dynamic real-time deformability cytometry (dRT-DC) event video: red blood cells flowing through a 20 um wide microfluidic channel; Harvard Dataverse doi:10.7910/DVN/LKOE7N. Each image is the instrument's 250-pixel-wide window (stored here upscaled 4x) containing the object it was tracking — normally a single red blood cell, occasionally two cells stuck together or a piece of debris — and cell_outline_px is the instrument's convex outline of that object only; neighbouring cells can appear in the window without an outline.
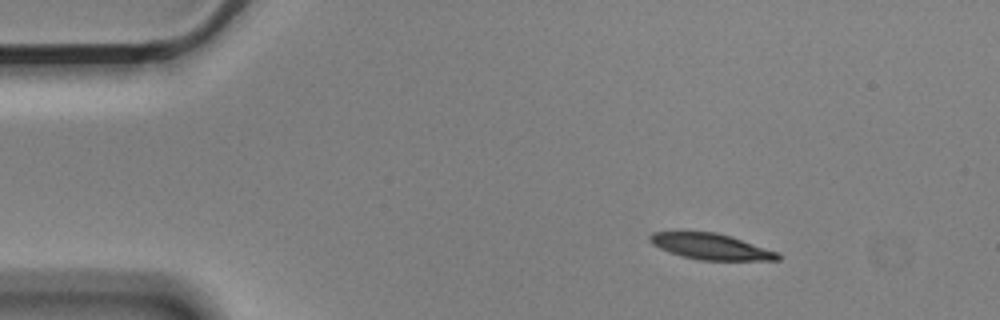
{"species": "Egyptian fruit bat (a non-hibernating species)", "species_latin": "Rousettus aegyptiacus", "temperature_condition": "cold", "stored_images_in_passage": 3, "camera_frame_rate_fps": 3000, "um_per_image_px": 0.085, "animal": {"sex": "male"}, "frame": {"image": 1, "passage_image": 1, "time_ms": 0.0, "image_size_px": [1000, 320], "cell_outline_px": [[780, 260], [700, 260], [680, 256], [668, 252], [652, 244], [648, 240], [648, 236], [652, 232], [716, 232], [780, 252]], "centroid_in_image_um": [60.41, 20.96], "position_along_channel_um": 24.6, "area_um2": 19.31}}
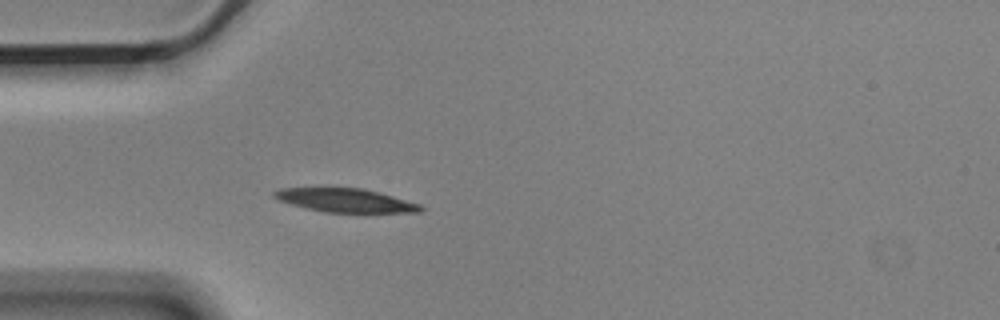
{"frame": {"image": 2, "passage_image": 3, "time_ms": 0.667, "image_size_px": [1000, 320], "cell_outline_px": [[424, 212], [324, 212], [292, 204], [280, 200], [272, 196], [272, 192], [280, 188], [364, 188], [380, 192], [420, 204], [424, 208]], "centroid_in_image_um": [29.39, 17.02], "position_along_channel_um": 55.6, "area_um2": 20.0}}